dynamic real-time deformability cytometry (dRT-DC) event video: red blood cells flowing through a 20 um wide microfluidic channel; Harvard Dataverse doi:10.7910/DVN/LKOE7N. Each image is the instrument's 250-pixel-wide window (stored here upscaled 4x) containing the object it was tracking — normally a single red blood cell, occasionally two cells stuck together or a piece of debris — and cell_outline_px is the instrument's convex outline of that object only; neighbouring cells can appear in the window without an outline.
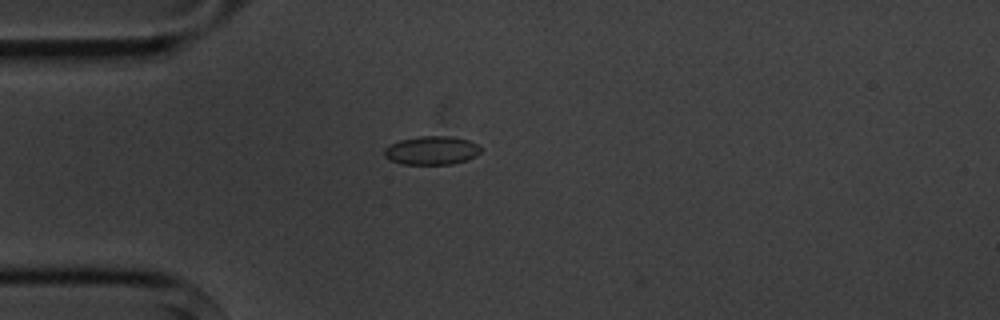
{"species": "common noctule bat (a hibernating species)", "species_latin": "Nyctalus noctula", "temperature_condition": "cold", "stored_images_in_passage": 2, "camera_frame_rate_fps": 3000, "um_per_image_px": 0.085, "animal": {"sex": "male", "body_mass_g": 20.1, "forearm_length_mm": 53.5}, "frame": {"image": 1, "passage_image": 1, "time_ms": 0.0, "image_size_px": [1000, 320], "cell_outline_px": [[480, 152], [476, 156], [452, 164], [400, 164], [388, 160], [384, 156], [384, 148], [388, 144], [400, 140], [420, 136], [448, 136], [468, 140], [476, 144], [480, 148]], "centroid_in_image_um": [36.62, 12.79], "position_along_channel_um": 48.4, "area_um2": 16.07}}